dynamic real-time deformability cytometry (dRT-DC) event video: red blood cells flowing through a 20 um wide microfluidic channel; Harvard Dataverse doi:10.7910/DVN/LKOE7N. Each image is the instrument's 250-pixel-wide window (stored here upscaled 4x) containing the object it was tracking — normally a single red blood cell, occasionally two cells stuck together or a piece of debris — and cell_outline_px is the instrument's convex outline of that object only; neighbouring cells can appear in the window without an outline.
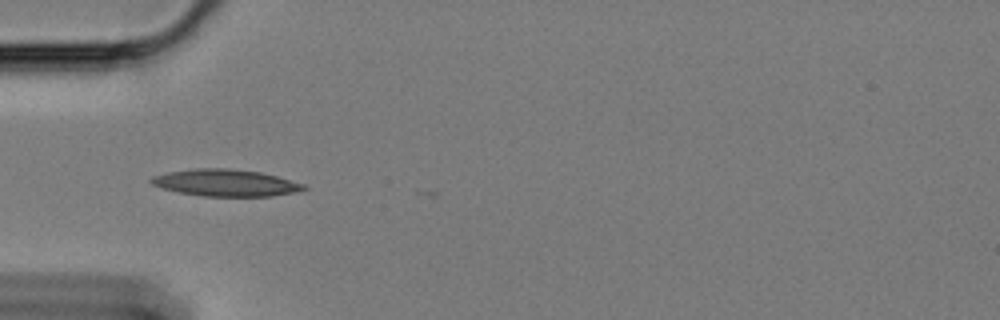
{"species": "Egyptian fruit bat (a non-hibernating species)", "species_latin": "Rousettus aegyptiacus", "temperature_condition": "cold", "stored_images_in_passage": 34, "camera_frame_rate_fps": 3000, "um_per_image_px": 0.085, "animal": {"sex": "female"}, "frame": {"image": 1, "passage_image": 2, "time_ms": 0.333, "image_size_px": [1000, 320], "cell_outline_px": [[308, 188], [292, 192], [272, 196], [204, 196], [180, 192], [164, 188], [152, 184], [148, 180], [152, 176], [168, 172], [196, 168], [228, 168], [260, 172], [276, 176], [304, 184]], "centroid_in_image_um": [19.15, 15.53], "position_along_channel_um": 65.8, "area_um2": 23.58}}
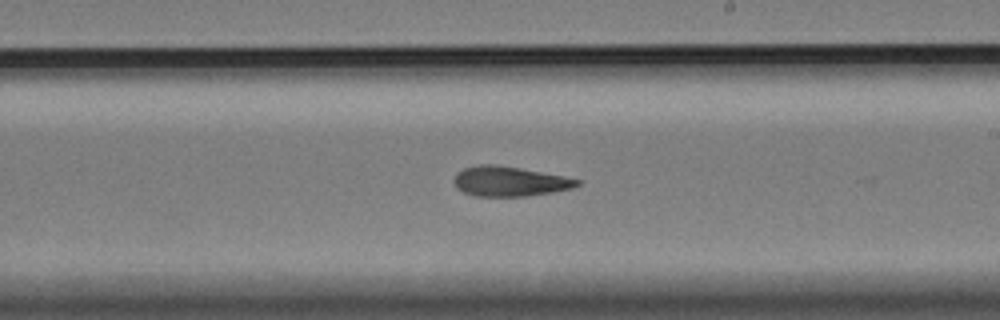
{"frame": {"image": 2, "passage_image": 18, "time_ms": 5.667, "image_size_px": [1000, 320], "cell_outline_px": [[580, 184], [572, 188], [552, 192], [528, 196], [476, 196], [464, 192], [456, 188], [452, 180], [456, 172], [464, 168], [480, 164], [496, 164], [520, 168], [564, 176], [580, 180]], "centroid_in_image_um": [43.27, 15.41], "position_along_channel_um": 245.7, "area_um2": 21.5}}
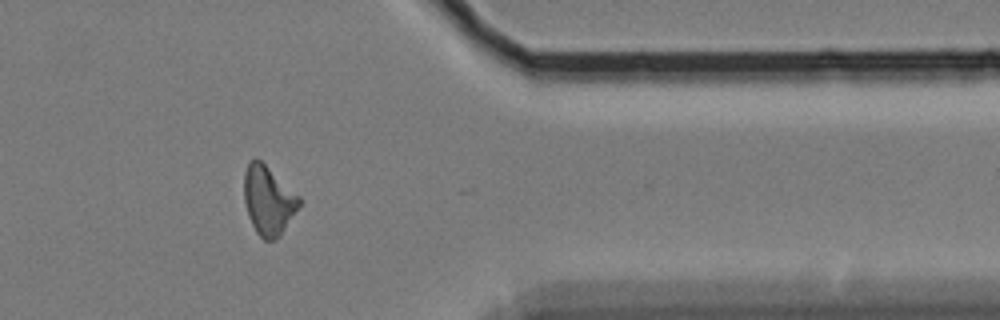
{"frame": {"image": 3, "passage_image": 32, "time_ms": 10.333, "image_size_px": [1000, 320], "cell_outline_px": [[300, 204], [280, 236], [276, 240], [264, 240], [256, 232], [248, 216], [244, 200], [244, 172], [248, 164], [256, 156], [300, 196]], "centroid_in_image_um": [22.79, 17.03], "position_along_channel_um": 388.6, "area_um2": 22.02}, "authors_computed_cell_mechanics": {"area_um2": 21.8484, "velocity_mm_per_s": 3.3793, "shape_relaxation_time_tau1_ms": 8.6708, "shape_relaxation_time_tau2_ms": 5.846, "deformation_change_tau1": 0.2074, "deformation_change_tau2": 0.1527}}